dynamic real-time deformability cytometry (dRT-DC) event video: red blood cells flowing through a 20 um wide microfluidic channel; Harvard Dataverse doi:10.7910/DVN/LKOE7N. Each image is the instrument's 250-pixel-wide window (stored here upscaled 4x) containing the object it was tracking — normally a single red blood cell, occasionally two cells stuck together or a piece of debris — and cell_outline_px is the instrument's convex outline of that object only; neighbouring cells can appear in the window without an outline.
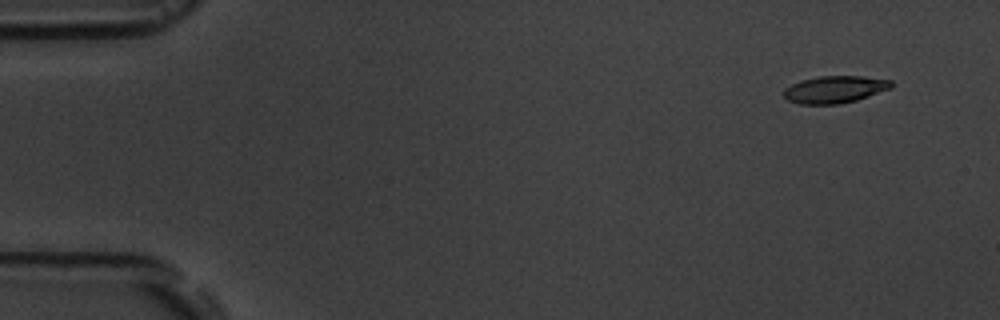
{"species": "common noctule bat (a hibernating species)", "species_latin": "Nyctalus noctula", "temperature_condition": "room temperature", "stored_images_in_passage": 6, "segment_of_instrument_passage": [1, 2], "camera_frame_rate_fps": 3000, "um_per_image_px": 0.085, "animal": {"sex": "male", "body_mass_g": 19.5, "forearm_length_mm": 54.6}, "frame": {"image": 1, "passage_image": 2, "time_ms": 1.0, "image_size_px": [1000, 320], "cell_outline_px": [[892, 88], [856, 100], [840, 104], [800, 104], [788, 100], [784, 96], [784, 88], [800, 80], [820, 76], [860, 76], [892, 80]], "centroid_in_image_um": [70.95, 7.6], "position_along_channel_um": 14.1, "area_um2": 16.99}}
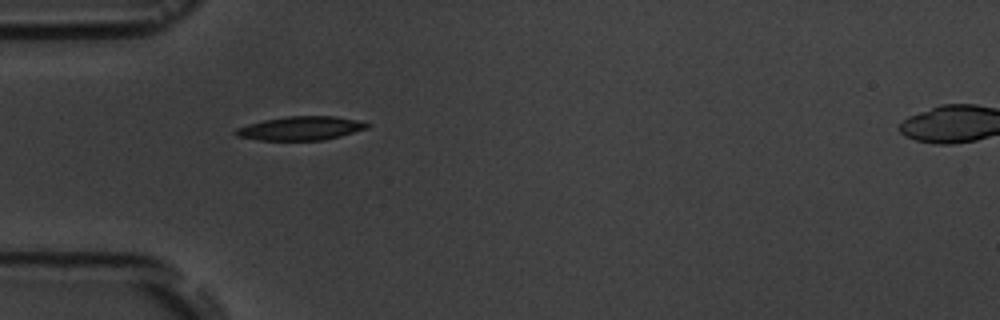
{"frame": {"image": 2, "passage_image": 5, "time_ms": 5.333, "image_size_px": [1000, 320], "cell_outline_px": [[372, 124], [368, 128], [340, 136], [324, 140], [260, 140], [236, 136], [232, 132], [236, 128], [248, 124], [264, 120], [288, 116], [336, 116], [356, 120]], "centroid_in_image_um": [25.55, 10.9], "position_along_channel_um": 59.4, "area_um2": 18.21}}